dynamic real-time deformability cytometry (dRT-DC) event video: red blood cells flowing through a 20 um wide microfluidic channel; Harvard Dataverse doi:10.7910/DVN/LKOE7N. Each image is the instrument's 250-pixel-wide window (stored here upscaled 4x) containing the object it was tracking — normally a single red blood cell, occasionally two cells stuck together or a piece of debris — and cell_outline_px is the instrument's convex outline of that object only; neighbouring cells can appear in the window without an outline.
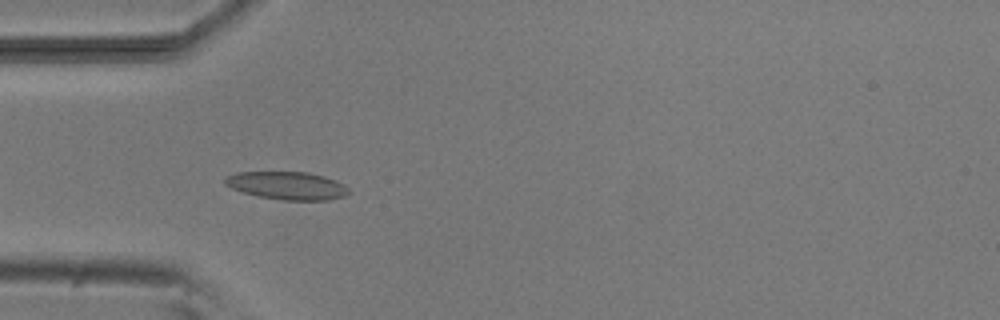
{"species": "common noctule bat (a hibernating species)", "species_latin": "Nyctalus noctula", "temperature_condition": "room temperature", "stored_images_in_passage": 6, "camera_frame_rate_fps": 3000, "um_per_image_px": 0.085, "animal": {"sex": "male", "body_mass_g": 20.5, "forearm_length_mm": 52.5}, "frame": {"image": 1, "passage_image": 5, "time_ms": 4.667, "image_size_px": [1000, 320], "cell_outline_px": [[348, 192], [344, 196], [328, 200], [280, 200], [260, 196], [244, 192], [232, 188], [224, 184], [224, 176], [236, 172], [308, 172], [324, 176], [336, 180], [344, 184], [348, 188]], "centroid_in_image_um": [24.39, 15.77], "position_along_channel_um": 60.6, "area_um2": 20.11}}
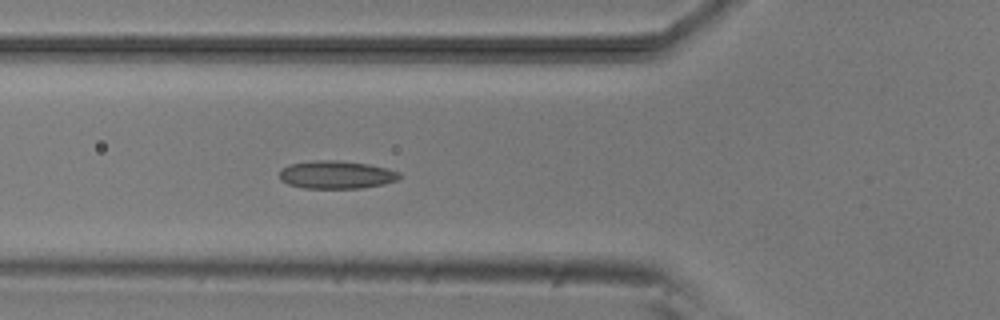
{"frame": {"image": 2, "passage_image": 6, "time_ms": 5.667, "image_size_px": [1000, 320], "cell_outline_px": [[400, 176], [396, 180], [384, 184], [360, 188], [304, 188], [288, 184], [280, 180], [280, 172], [288, 164], [316, 160], [336, 160], [368, 164], [400, 172]], "centroid_in_image_um": [28.57, 14.85], "position_along_channel_um": 97.2, "area_um2": 19.36}}